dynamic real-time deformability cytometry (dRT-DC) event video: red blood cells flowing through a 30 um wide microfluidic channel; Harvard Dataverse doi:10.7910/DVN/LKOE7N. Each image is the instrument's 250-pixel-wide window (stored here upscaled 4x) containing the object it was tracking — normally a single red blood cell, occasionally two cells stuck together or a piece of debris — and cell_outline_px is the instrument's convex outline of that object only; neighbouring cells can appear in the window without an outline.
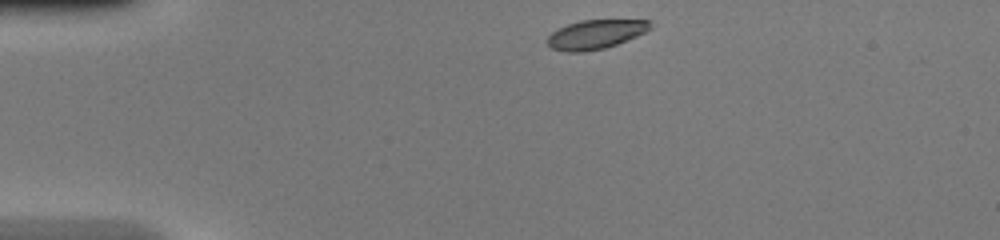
{"species": "common noctule bat (a hibernating species)", "species_latin": "Nyctalus noctula", "temperature_condition": "warm", "stored_images_in_passage": 39, "camera_frame_rate_fps": 3000, "um_per_image_px": 0.085, "animal": {"sex": "female", "body_mass_g": 20.0, "forearm_length_mm": 54.0}, "frame": {"image": 1, "passage_image": 1, "time_ms": 0.0, "image_size_px": [1000, 240], "cell_outline_px": [[652, 28], [636, 36], [616, 44], [604, 48], [584, 52], [568, 52], [552, 48], [544, 40], [552, 32], [568, 24], [580, 20], [652, 20]], "centroid_in_image_um": [50.61, 2.92], "position_along_channel_um": 34.4, "area_um2": 17.4}}
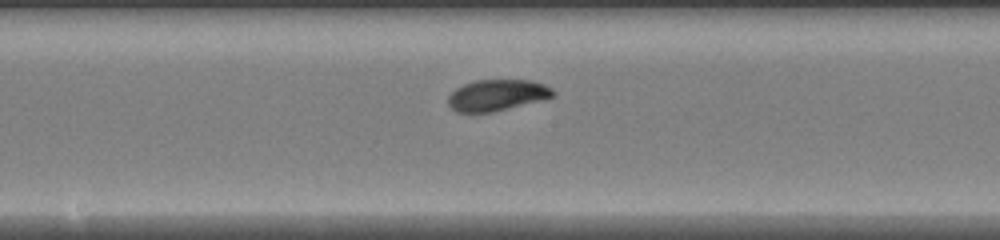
{"frame": {"image": 2, "passage_image": 17, "time_ms": 5.333, "image_size_px": [1000, 240], "cell_outline_px": [[556, 96], [492, 112], [456, 112], [448, 104], [448, 96], [456, 88], [464, 84], [476, 80], [532, 80], [544, 84], [552, 88], [556, 92]], "centroid_in_image_um": [42.26, 8.08], "position_along_channel_um": 205.9, "area_um2": 19.02}}
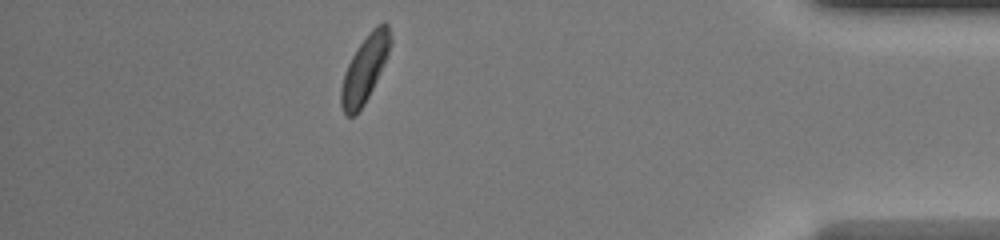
{"frame": {"image": 3, "passage_image": 34, "time_ms": 11.0, "image_size_px": [1000, 240], "cell_outline_px": [[392, 40], [384, 64], [364, 104], [352, 116], [344, 116], [340, 104], [340, 88], [344, 72], [356, 48], [368, 32], [376, 24], [384, 20], [388, 24], [392, 36]], "centroid_in_image_um": [30.99, 5.8], "position_along_channel_um": 404.2, "area_um2": 19.19}, "authors_computed_cell_mechanics": {"area_um2": 19.1318, "velocity_mm_per_s": 4.24, "shape_relaxation_time_tau1_ms": 3.0835, "shape_relaxation_time_tau2_ms": 2.9075, "deformation_change_tau1": 0.1368, "deformation_change_tau2": 0.0676}}